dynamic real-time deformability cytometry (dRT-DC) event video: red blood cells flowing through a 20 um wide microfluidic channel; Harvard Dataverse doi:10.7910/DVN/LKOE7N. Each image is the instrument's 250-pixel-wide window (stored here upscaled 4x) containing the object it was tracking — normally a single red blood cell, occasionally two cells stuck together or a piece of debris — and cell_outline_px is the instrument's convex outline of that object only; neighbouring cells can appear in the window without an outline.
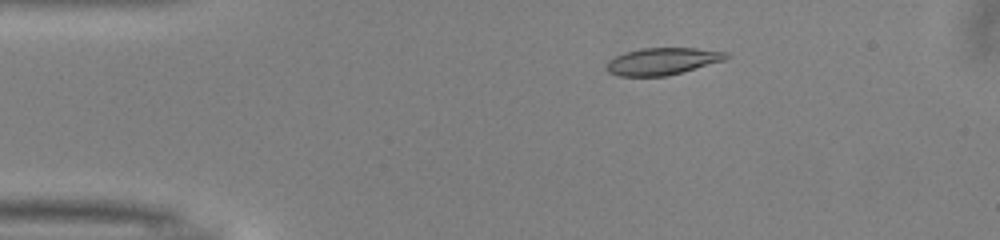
{"species": "common noctule bat (a hibernating species)", "species_latin": "Nyctalus noctula", "temperature_condition": "warm", "stored_images_in_passage": 40, "camera_frame_rate_fps": 3000, "um_per_image_px": 0.085, "animal": {"sex": "male", "body_mass_g": 13.0, "forearm_length_mm": 53.1}, "frame": {"image": 1, "passage_image": 9, "time_ms": 2.667, "image_size_px": [1000, 240], "cell_outline_px": [[732, 56], [724, 60], [668, 76], [620, 76], [608, 72], [604, 68], [608, 60], [624, 52], [640, 48], [696, 48], [728, 52]], "centroid_in_image_um": [56.29, 5.2], "position_along_channel_um": 28.7, "area_um2": 19.02}}
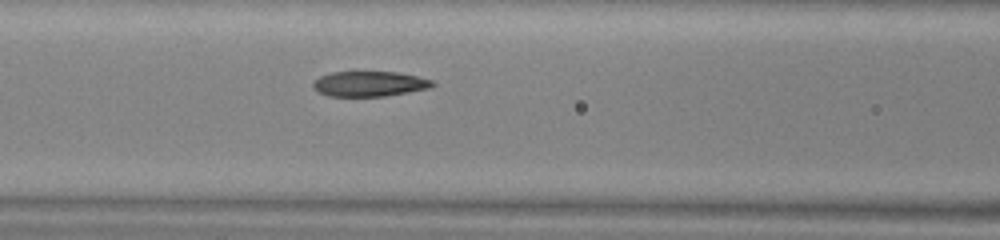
{"frame": {"image": 2, "passage_image": 21, "time_ms": 6.667, "image_size_px": [1000, 240], "cell_outline_px": [[436, 84], [428, 88], [408, 92], [384, 96], [328, 96], [312, 88], [312, 80], [320, 76], [332, 72], [396, 72], [416, 76], [432, 80]], "centroid_in_image_um": [31.35, 7.12], "position_along_channel_um": 135.2, "area_um2": 17.46}}
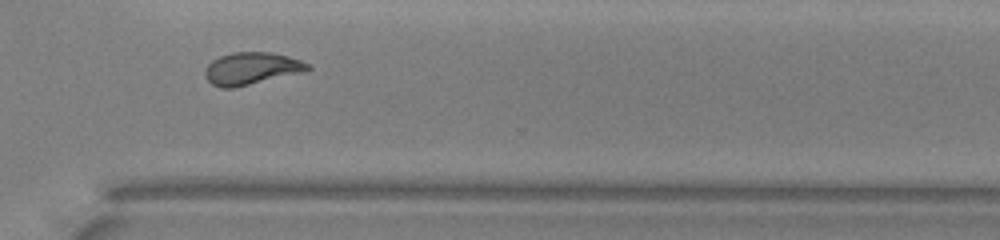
{"frame": {"image": 3, "passage_image": 37, "time_ms": 12.0, "image_size_px": [1000, 240], "cell_outline_px": [[312, 68], [308, 72], [232, 88], [220, 88], [212, 84], [204, 76], [204, 72], [208, 64], [212, 60], [220, 56], [232, 52], [272, 52], [288, 56], [300, 60], [308, 64]], "centroid_in_image_um": [21.41, 5.83], "position_along_channel_um": 349.2, "area_um2": 19.59}, "authors_computed_cell_mechanics": {"area_um2": 18.9295, "velocity_mm_per_s": 4.0121, "shape_relaxation_time_tau1_ms": 4.5683, "shape_relaxation_time_tau2_ms": 1.5571, "deformation_change_tau1": 0.1691, "deformation_change_tau2": 0.0676}}